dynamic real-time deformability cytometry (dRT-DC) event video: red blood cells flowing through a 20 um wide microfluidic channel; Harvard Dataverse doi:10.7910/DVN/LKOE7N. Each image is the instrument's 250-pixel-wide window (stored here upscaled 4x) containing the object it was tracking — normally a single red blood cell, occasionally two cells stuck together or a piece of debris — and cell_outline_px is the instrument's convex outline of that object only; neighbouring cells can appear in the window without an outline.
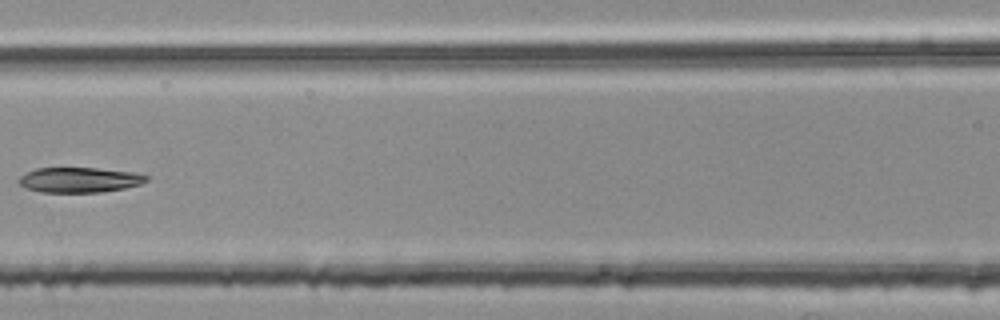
{"species": "common noctule bat (a hibernating species)", "species_latin": "Nyctalus noctula", "temperature_condition": "room temperature", "stored_images_in_passage": 6, "camera_frame_rate_fps": 3000, "um_per_image_px": 0.085, "animal": {"sex": "female", "body_mass_g": 25.1}, "frame": {"image": 1, "passage_image": 6, "time_ms": 1.667, "image_size_px": [1000, 320], "cell_outline_px": [[148, 180], [140, 184], [124, 188], [104, 192], [40, 192], [24, 188], [20, 184], [20, 176], [36, 168], [96, 168], [132, 172], [148, 176]], "centroid_in_image_um": [6.75, 15.29], "position_along_channel_um": 159.9, "area_um2": 18.55}}